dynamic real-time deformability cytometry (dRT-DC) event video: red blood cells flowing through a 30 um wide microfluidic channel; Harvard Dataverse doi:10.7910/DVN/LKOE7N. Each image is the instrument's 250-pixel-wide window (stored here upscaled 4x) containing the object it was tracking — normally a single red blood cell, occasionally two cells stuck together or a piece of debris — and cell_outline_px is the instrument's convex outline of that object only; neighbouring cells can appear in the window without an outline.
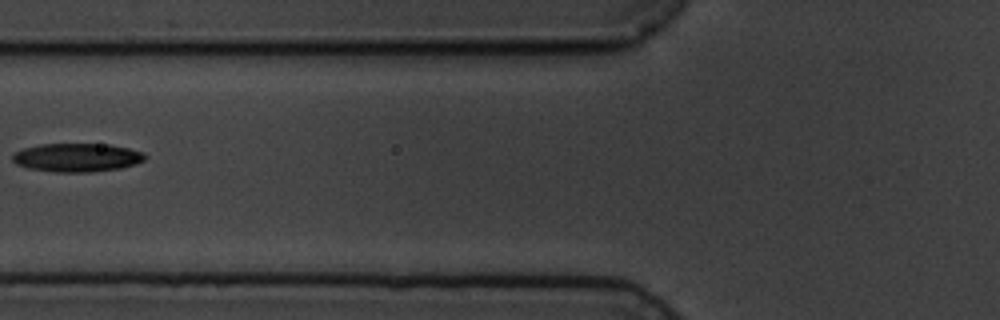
{"species": "common noctule bat (a hibernating species)", "species_latin": "Nyctalus noctula", "temperature_condition": "cold", "stored_images_in_passage": 6, "camera_frame_rate_fps": 3000, "um_per_image_px": 0.085, "animal": {"sex": "male", "body_mass_g": 19.5, "forearm_length_mm": 54.6}, "frame": {"image": 1, "passage_image": 5, "time_ms": 5.667, "image_size_px": [1000, 320], "cell_outline_px": [[148, 156], [144, 160], [136, 164], [120, 168], [92, 172], [56, 172], [28, 168], [16, 164], [12, 160], [12, 156], [16, 152], [24, 148], [40, 144], [108, 144], [128, 148], [144, 152]], "centroid_in_image_um": [6.57, 13.39], "position_along_channel_um": 119.2, "area_um2": 22.08}}
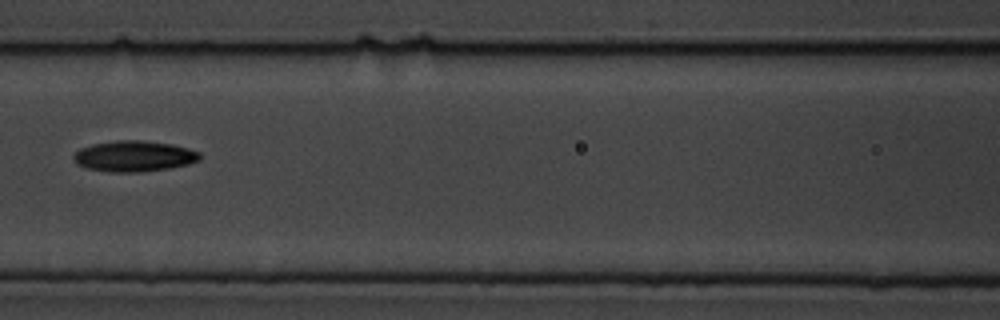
{"frame": {"image": 2, "passage_image": 6, "time_ms": 6.667, "image_size_px": [1000, 320], "cell_outline_px": [[200, 160], [188, 164], [168, 168], [140, 172], [108, 172], [88, 168], [76, 164], [72, 160], [72, 156], [80, 148], [92, 144], [116, 140], [140, 140], [168, 144], [188, 148], [200, 152]], "centroid_in_image_um": [11.35, 13.28], "position_along_channel_um": 155.2, "area_um2": 22.66}}